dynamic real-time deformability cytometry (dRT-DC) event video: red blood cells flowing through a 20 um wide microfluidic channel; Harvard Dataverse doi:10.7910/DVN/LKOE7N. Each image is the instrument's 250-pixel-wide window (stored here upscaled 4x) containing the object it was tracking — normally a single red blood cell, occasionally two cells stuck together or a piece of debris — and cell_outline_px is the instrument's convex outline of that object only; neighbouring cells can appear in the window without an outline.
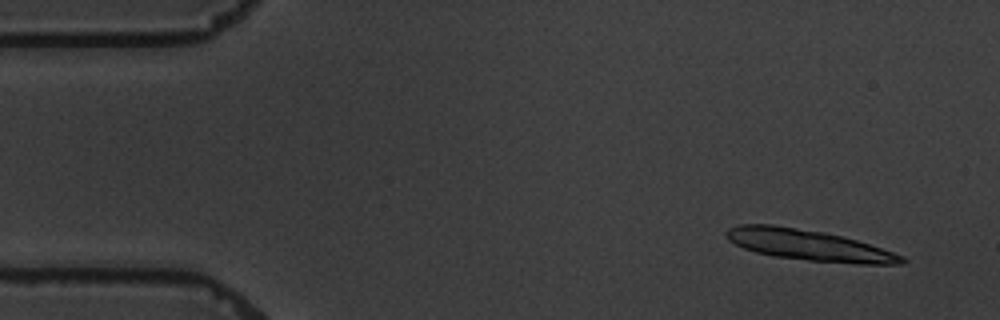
{"species": "common noctule bat (a hibernating species)", "species_latin": "Nyctalus noctula", "temperature_condition": "warm", "stored_images_in_passage": 4, "camera_frame_rate_fps": 3000, "um_per_image_px": 0.085, "animal": {"sex": "male", "body_mass_g": 19.5, "forearm_length_mm": 54.6}, "frame": {"image": 1, "passage_image": 1, "time_ms": 0.0, "image_size_px": [1000, 320], "cell_outline_px": [[908, 260], [904, 264], [860, 264], [808, 260], [776, 256], [756, 252], [744, 248], [728, 240], [724, 236], [724, 232], [728, 228], [740, 224], [772, 224], [824, 232], [856, 240], [904, 256]], "centroid_in_image_um": [68.71, 20.83], "position_along_channel_um": 16.3, "area_um2": 31.33}}